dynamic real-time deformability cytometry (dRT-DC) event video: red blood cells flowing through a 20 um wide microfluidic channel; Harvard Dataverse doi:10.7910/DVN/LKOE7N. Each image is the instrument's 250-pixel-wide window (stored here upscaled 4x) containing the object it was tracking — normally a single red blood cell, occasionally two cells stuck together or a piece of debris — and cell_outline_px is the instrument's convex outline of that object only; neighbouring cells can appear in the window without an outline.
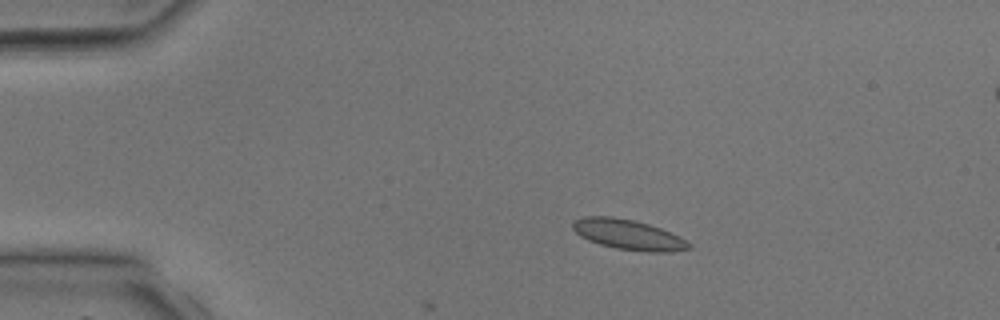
{"species": "common noctule bat (a hibernating species)", "species_latin": "Nyctalus noctula", "temperature_condition": "room temperature", "stored_images_in_passage": 5, "camera_frame_rate_fps": 3000, "um_per_image_px": 0.085, "animal": {"sex": "male", "body_mass_g": 17.9, "forearm_length_mm": 54.2}, "frame": {"image": 1, "passage_image": 3, "time_ms": 2.0, "image_size_px": [1000, 320], "cell_outline_px": [[692, 248], [668, 252], [652, 252], [616, 248], [600, 244], [588, 240], [580, 236], [572, 228], [572, 220], [584, 216], [612, 216], [636, 220], [660, 228], [692, 244]], "centroid_in_image_um": [53.35, 19.92], "position_along_channel_um": 31.7, "area_um2": 20.29}}